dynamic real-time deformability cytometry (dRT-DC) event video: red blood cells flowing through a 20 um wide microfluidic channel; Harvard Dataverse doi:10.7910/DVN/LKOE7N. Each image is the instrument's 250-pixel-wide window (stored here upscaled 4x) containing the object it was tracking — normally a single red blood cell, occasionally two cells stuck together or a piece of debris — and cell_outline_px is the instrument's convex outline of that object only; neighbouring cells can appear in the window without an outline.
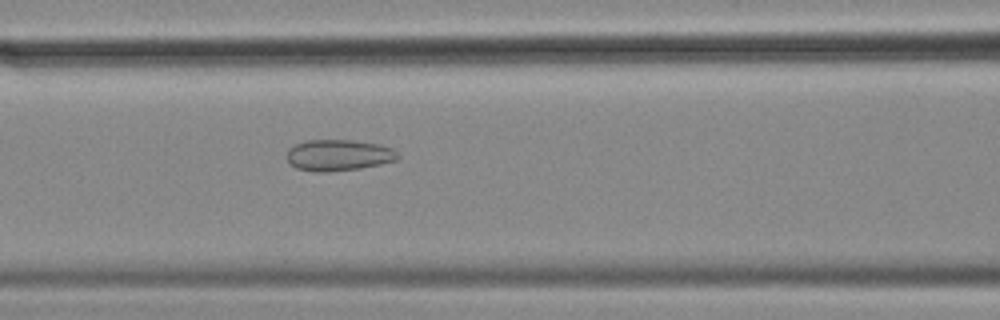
{"species": "common noctule bat (a hibernating species)", "species_latin": "Nyctalus noctula", "temperature_condition": "cold", "stored_images_in_passage": 52, "camera_frame_rate_fps": 3000, "um_per_image_px": 0.085, "animal": {"sex": "female", "body_mass_g": 18.4}, "frame": {"image": 1, "passage_image": 19, "time_ms": 6.0, "image_size_px": [1000, 320], "cell_outline_px": [[400, 156], [396, 160], [380, 164], [360, 168], [328, 172], [316, 172], [296, 168], [284, 156], [288, 148], [304, 140], [352, 140], [380, 144], [392, 148]], "centroid_in_image_um": [28.74, 13.18], "position_along_channel_um": 137.9, "area_um2": 20.35}}
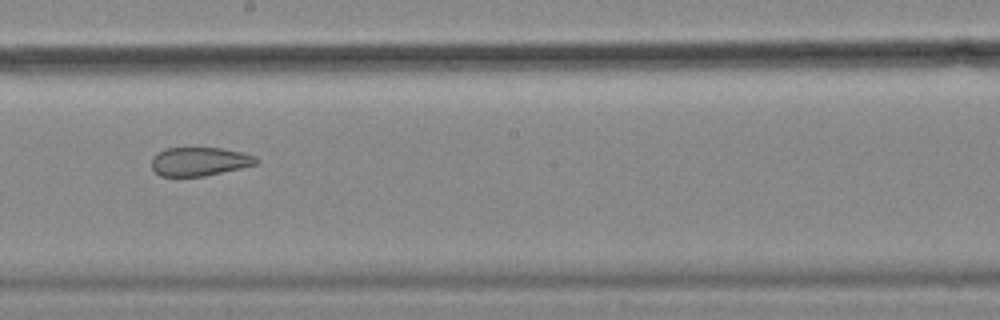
{"frame": {"image": 2, "passage_image": 27, "time_ms": 8.667, "image_size_px": [1000, 320], "cell_outline_px": [[260, 160], [256, 164], [240, 168], [204, 176], [160, 176], [152, 168], [152, 156], [156, 152], [168, 148], [220, 148], [244, 152], [256, 156]], "centroid_in_image_um": [16.96, 13.72], "position_along_channel_um": 231.2, "area_um2": 17.51}}
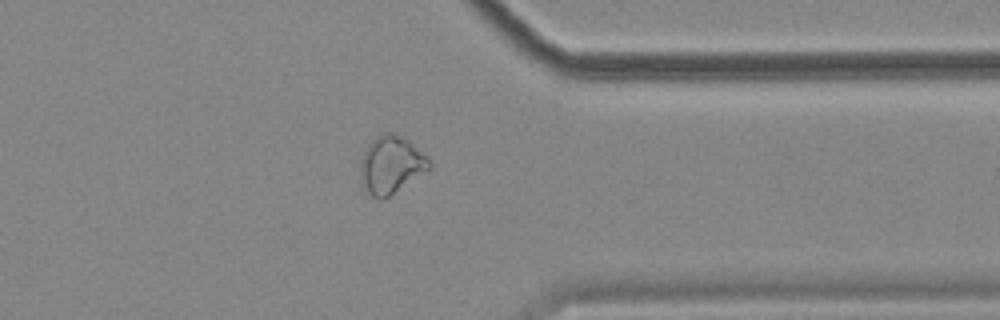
{"frame": {"image": 3, "passage_image": 40, "time_ms": 13.0, "image_size_px": [1000, 320], "cell_outline_px": [[432, 168], [388, 196], [380, 200], [372, 196], [368, 192], [360, 168], [360, 164], [364, 152], [368, 144], [372, 140], [384, 132], [392, 132], [408, 140], [432, 164]], "centroid_in_image_um": [33.25, 13.99], "position_along_channel_um": 378.1, "area_um2": 22.31}, "authors_computed_cell_mechanics": {"area_um2": 23.409, "velocity_mm_per_s": 3.531, "shape_relaxation_time_tau1_ms": null, "shape_relaxation_time_tau2_ms": 2.2425, "deformation_change_tau1": null, "deformation_change_tau2": 0.0896}}